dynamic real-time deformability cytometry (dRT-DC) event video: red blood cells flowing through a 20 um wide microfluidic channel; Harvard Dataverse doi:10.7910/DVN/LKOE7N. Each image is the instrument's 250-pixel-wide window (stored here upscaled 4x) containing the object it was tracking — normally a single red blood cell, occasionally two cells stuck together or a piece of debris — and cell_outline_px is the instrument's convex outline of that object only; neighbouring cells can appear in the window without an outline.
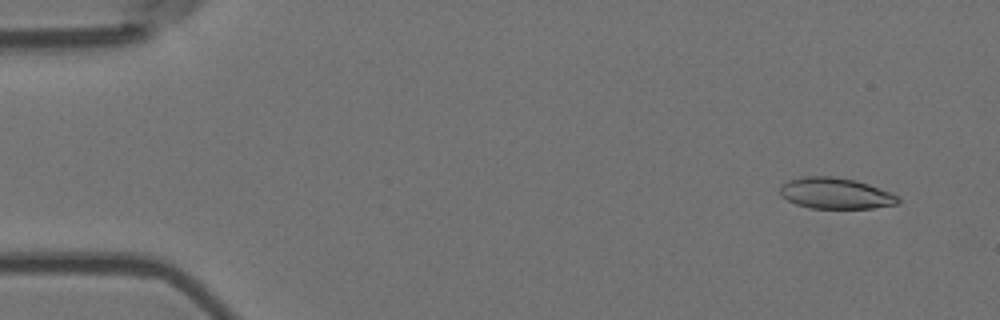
{"species": "Egyptian fruit bat (a non-hibernating species)", "species_latin": "Rousettus aegyptiacus", "temperature_condition": "room temperature", "stored_images_in_passage": 54, "camera_frame_rate_fps": 3000, "um_per_image_px": 0.085, "animal": {"sex": "female"}, "frame": {"image": 1, "passage_image": 3, "time_ms": 0.667, "image_size_px": [1000, 320], "cell_outline_px": [[900, 204], [872, 208], [812, 208], [796, 204], [780, 196], [780, 184], [788, 180], [800, 176], [832, 176], [856, 180], [892, 192], [900, 196]], "centroid_in_image_um": [71.03, 16.42], "position_along_channel_um": 14.0, "area_um2": 21.68}}
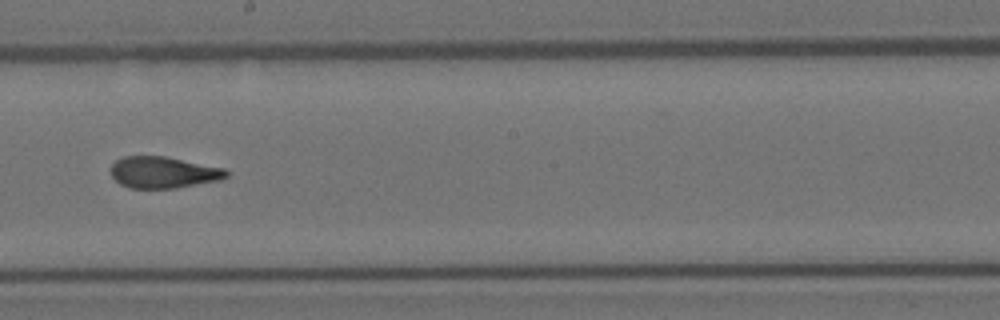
{"frame": {"image": 2, "passage_image": 31, "time_ms": 10.0, "image_size_px": [1000, 320], "cell_outline_px": [[228, 176], [220, 180], [176, 188], [128, 188], [120, 184], [112, 176], [112, 164], [116, 160], [124, 156], [164, 156], [224, 168], [228, 172]], "centroid_in_image_um": [13.88, 14.65], "position_along_channel_um": 234.3, "area_um2": 21.1}}
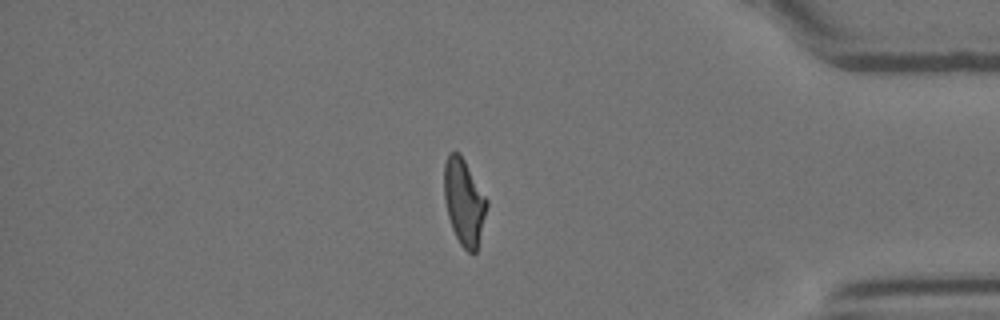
{"frame": {"image": 3, "passage_image": 47, "time_ms": 15.333, "image_size_px": [1000, 320], "cell_outline_px": [[488, 204], [476, 252], [468, 252], [460, 244], [452, 228], [448, 216], [444, 200], [444, 164], [448, 152], [460, 152], [488, 200]], "centroid_in_image_um": [39.43, 17.12], "position_along_channel_um": 395.8, "area_um2": 21.39}}